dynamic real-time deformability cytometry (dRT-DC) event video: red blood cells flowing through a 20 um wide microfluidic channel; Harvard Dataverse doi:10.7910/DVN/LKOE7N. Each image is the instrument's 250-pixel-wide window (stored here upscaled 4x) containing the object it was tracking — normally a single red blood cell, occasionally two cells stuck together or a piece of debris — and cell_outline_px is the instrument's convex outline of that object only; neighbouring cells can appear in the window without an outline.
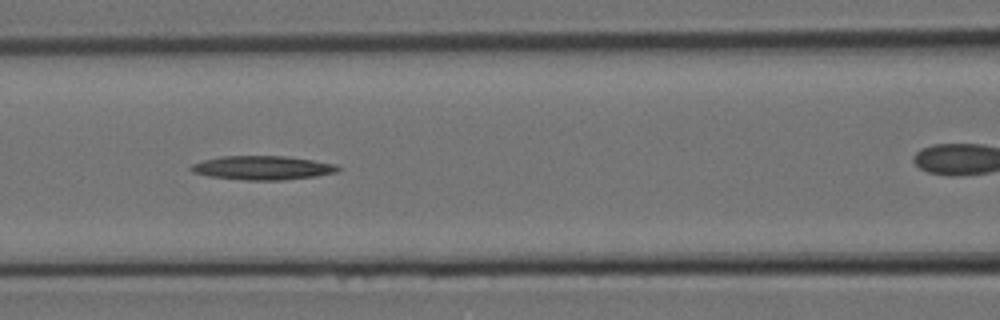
{"species": "Egyptian fruit bat (a non-hibernating species)", "species_latin": "Rousettus aegyptiacus", "temperature_condition": "room temperature", "stored_images_in_passage": 9, "segment_of_instrument_passage": [1, 2], "camera_frame_rate_fps": 3000, "um_per_image_px": 0.085, "animal": {"sex": "female"}, "frame": {"image": 1, "passage_image": 7, "time_ms": 2.0, "image_size_px": [1000, 320], "cell_outline_px": [[340, 168], [336, 172], [316, 176], [284, 180], [244, 180], [208, 176], [192, 172], [188, 168], [192, 164], [204, 160], [220, 156], [284, 156], [312, 160], [336, 164]], "centroid_in_image_um": [22.28, 14.26], "position_along_channel_um": 144.3, "area_um2": 20.46}}
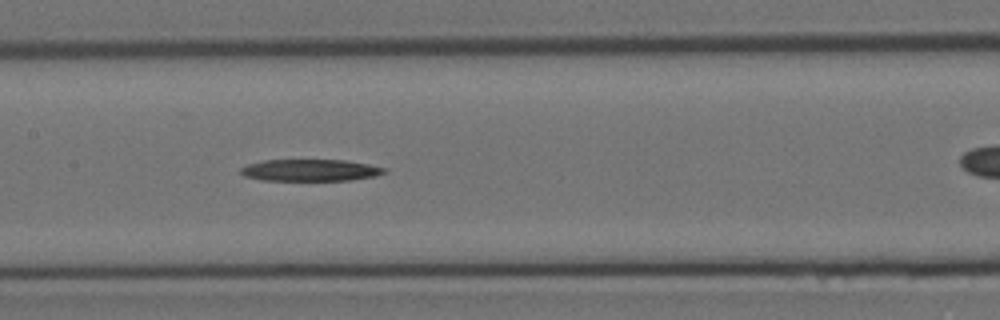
{"frame": {"image": 2, "passage_image": 8, "time_ms": 2.333, "image_size_px": [1000, 320], "cell_outline_px": [[388, 172], [376, 176], [348, 180], [260, 180], [244, 176], [240, 172], [240, 168], [248, 164], [264, 160], [344, 160], [368, 164], [388, 168]], "centroid_in_image_um": [26.39, 14.46], "position_along_channel_um": 181.0, "area_um2": 18.26}}